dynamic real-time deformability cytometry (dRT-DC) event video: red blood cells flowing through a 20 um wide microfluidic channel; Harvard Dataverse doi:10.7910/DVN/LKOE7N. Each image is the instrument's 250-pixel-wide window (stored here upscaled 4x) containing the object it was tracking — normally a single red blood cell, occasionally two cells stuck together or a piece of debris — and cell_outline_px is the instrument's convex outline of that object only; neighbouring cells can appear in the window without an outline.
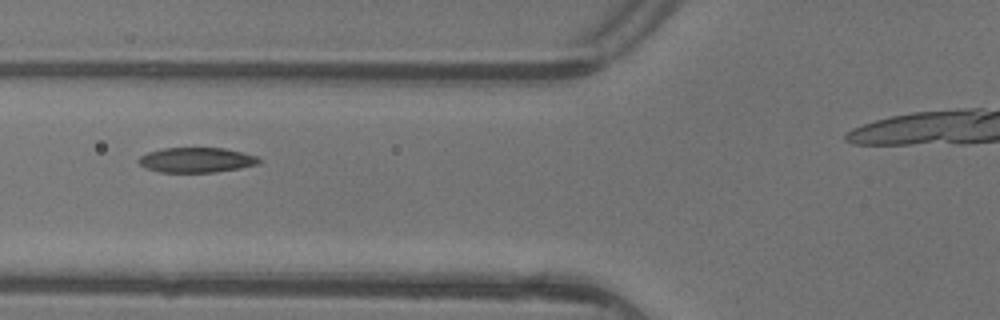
{"species": "common noctule bat (a hibernating species)", "species_latin": "Nyctalus noctula", "temperature_condition": "warm", "stored_images_in_passage": 5, "segment_of_instrument_passage": [1, 2], "camera_frame_rate_fps": 3000, "um_per_image_px": 0.085, "animal": {"sex": "female"}, "frame": {"image": 1, "passage_image": 4, "time_ms": 1.0, "image_size_px": [1000, 320], "cell_outline_px": [[260, 164], [240, 168], [216, 172], [160, 172], [148, 168], [140, 164], [136, 160], [140, 156], [148, 152], [164, 148], [224, 148], [256, 156], [260, 160]], "centroid_in_image_um": [16.69, 13.6], "position_along_channel_um": 109.1, "area_um2": 17.4}}